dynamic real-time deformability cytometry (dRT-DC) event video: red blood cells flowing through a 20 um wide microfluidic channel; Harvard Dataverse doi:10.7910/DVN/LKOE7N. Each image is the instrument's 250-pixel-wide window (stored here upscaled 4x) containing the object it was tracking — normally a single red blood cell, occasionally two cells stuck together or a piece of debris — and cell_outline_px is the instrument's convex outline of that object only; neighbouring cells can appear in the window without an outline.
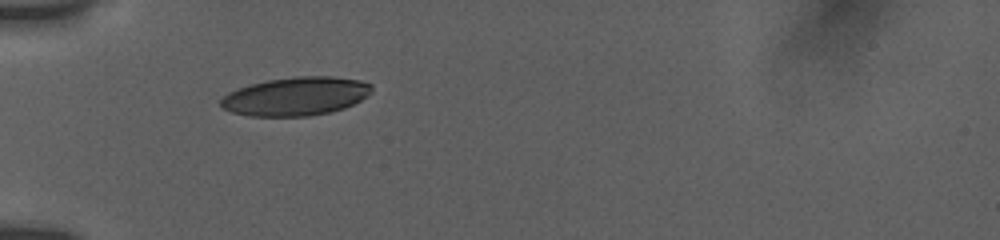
{"species": "human", "species_latin": "Homo sapiens", "temperature_condition": "room temperature", "stored_images_in_passage": 42, "camera_frame_rate_fps": 3000, "um_per_image_px": 0.085, "donor": {"sex": "female"}, "frame": {"image": 1, "passage_image": 1, "time_ms": 0.0, "image_size_px": [1000, 240], "cell_outline_px": [[372, 92], [368, 96], [344, 108], [332, 112], [308, 116], [248, 116], [232, 112], [220, 108], [220, 100], [228, 92], [248, 84], [268, 80], [296, 76], [332, 76], [360, 80], [372, 84]], "centroid_in_image_um": [25.14, 8.18], "position_along_channel_um": 59.9, "area_um2": 34.16}}
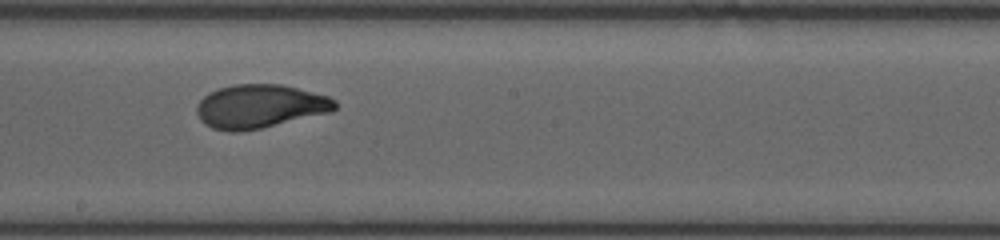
{"frame": {"image": 2, "passage_image": 18, "time_ms": 4.667, "image_size_px": [1000, 240], "cell_outline_px": [[336, 108], [332, 112], [260, 128], [236, 132], [228, 132], [212, 128], [204, 124], [200, 120], [196, 112], [196, 104], [208, 92], [220, 88], [236, 84], [280, 84], [328, 96], [336, 100]], "centroid_in_image_um": [22.06, 9.04], "position_along_channel_um": 226.1, "area_um2": 35.14}}
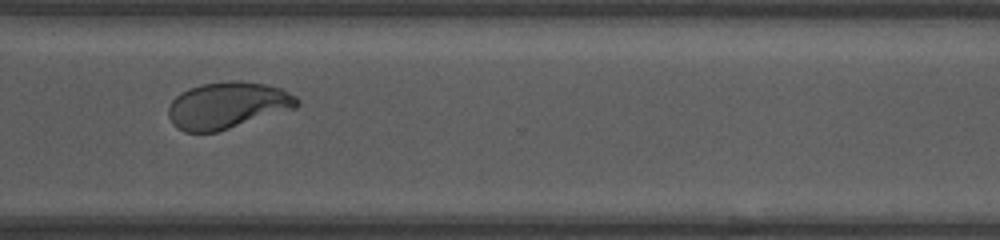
{"frame": {"image": 3, "passage_image": 41, "time_ms": 8.0, "image_size_px": [1000, 240], "cell_outline_px": [[300, 104], [296, 108], [216, 132], [184, 132], [176, 128], [172, 124], [168, 116], [168, 108], [172, 100], [176, 96], [188, 88], [200, 84], [228, 80], [240, 80], [264, 84], [284, 88], [296, 96], [300, 100]], "centroid_in_image_um": [19.34, 8.94], "position_along_channel_um": 351.3, "area_um2": 35.32}}